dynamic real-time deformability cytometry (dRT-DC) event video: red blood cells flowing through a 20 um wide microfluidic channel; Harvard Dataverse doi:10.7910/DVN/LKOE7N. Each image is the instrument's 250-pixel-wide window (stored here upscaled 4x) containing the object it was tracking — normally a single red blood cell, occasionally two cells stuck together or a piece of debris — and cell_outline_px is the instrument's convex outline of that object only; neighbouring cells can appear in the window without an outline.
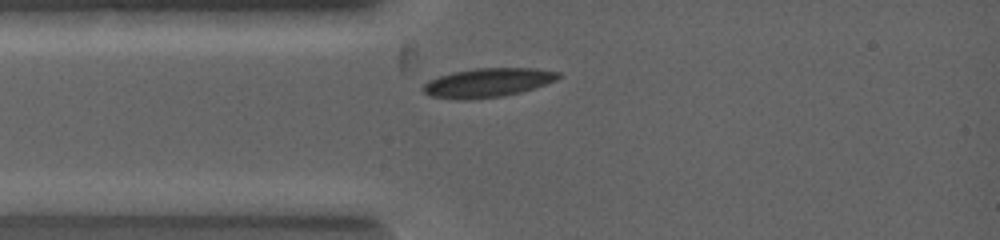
{"species": "common noctule bat (a hibernating species)", "species_latin": "Nyctalus noctula", "temperature_condition": "warm", "stored_images_in_passage": 2, "camera_frame_rate_fps": 5000, "um_per_image_px": 0.085, "animal": {"sex": "female", "body_mass_g": 19.0, "forearm_length_mm": 53.3}, "frame": {"image": 1, "passage_image": 2, "time_ms": 0.6, "image_size_px": [1000, 240], "cell_outline_px": [[560, 76], [544, 84], [520, 92], [504, 96], [464, 100], [432, 96], [424, 92], [420, 88], [428, 80], [452, 72], [476, 68], [532, 68], [560, 72]], "centroid_in_image_um": [41.39, 7.02], "position_along_channel_um": 43.6, "area_um2": 22.54}}